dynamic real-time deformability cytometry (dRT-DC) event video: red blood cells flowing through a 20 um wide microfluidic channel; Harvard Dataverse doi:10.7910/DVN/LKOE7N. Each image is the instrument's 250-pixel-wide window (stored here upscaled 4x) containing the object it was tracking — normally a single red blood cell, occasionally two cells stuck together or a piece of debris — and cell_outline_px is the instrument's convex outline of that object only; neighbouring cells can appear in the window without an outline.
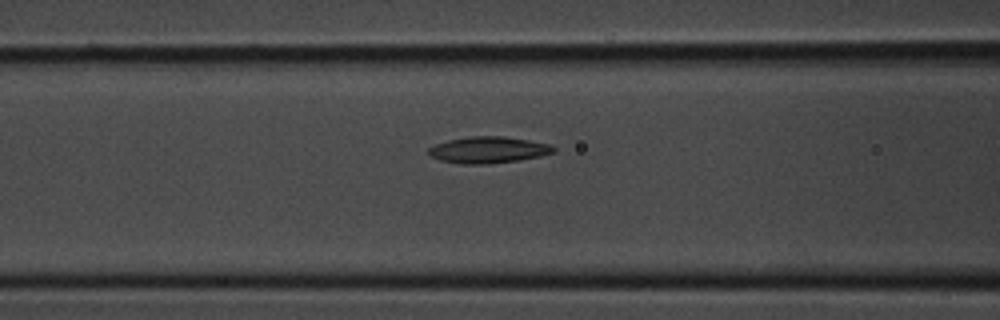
{"species": "common noctule bat (a hibernating species)", "species_latin": "Nyctalus noctula", "temperature_condition": "room temperature", "stored_images_in_passage": 9, "camera_frame_rate_fps": 3000, "um_per_image_px": 0.085, "animal": {"sex": "male", "body_mass_g": 20.1, "forearm_length_mm": 53.5}, "frame": {"image": 1, "passage_image": 8, "time_ms": 2.333, "image_size_px": [1000, 320], "cell_outline_px": [[556, 152], [540, 156], [520, 160], [484, 164], [460, 164], [440, 160], [432, 156], [428, 152], [428, 148], [436, 144], [448, 140], [468, 136], [504, 136], [552, 144], [556, 148]], "centroid_in_image_um": [41.54, 12.73], "position_along_channel_um": 125.1, "area_um2": 19.36}}